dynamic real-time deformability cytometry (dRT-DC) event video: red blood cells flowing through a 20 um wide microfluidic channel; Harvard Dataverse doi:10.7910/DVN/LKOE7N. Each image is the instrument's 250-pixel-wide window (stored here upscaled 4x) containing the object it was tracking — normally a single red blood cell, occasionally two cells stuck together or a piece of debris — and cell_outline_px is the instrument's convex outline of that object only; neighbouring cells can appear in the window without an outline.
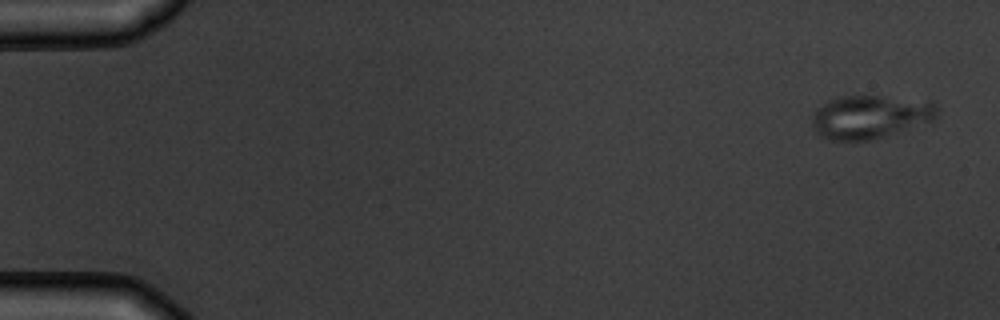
{"species": "common noctule bat (a hibernating species)", "species_latin": "Nyctalus noctula", "temperature_condition": "warm", "stored_images_in_passage": 6, "camera_frame_rate_fps": 3000, "um_per_image_px": 0.085, "animal": {"sex": "male", "body_mass_g": 19.5, "forearm_length_mm": 54.6}, "frame": {"image": 1, "passage_image": 1, "time_ms": 0.0, "image_size_px": [1000, 320], "cell_outline_px": [[940, 108], [936, 116], [932, 120], [868, 140], [828, 140], [820, 136], [812, 128], [812, 116], [816, 108], [828, 100], [836, 96], [880, 96], [932, 100]], "centroid_in_image_um": [73.93, 9.9], "position_along_channel_um": 11.1, "area_um2": 31.56}}